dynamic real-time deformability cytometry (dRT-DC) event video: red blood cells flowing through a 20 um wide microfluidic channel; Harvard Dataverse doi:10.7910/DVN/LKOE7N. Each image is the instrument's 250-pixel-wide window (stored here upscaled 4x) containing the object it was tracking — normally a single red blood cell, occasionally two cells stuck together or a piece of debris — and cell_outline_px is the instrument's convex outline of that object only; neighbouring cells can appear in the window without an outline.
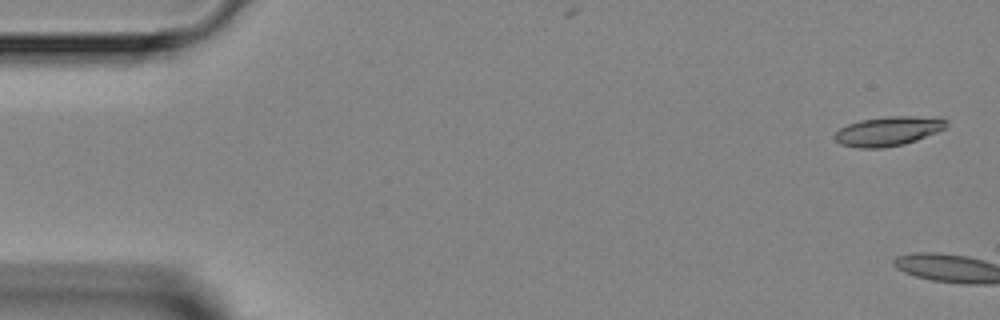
{"species": "Egyptian fruit bat (a non-hibernating species)", "species_latin": "Rousettus aegyptiacus", "temperature_condition": "room temperature", "stored_images_in_passage": 5, "camera_frame_rate_fps": 3000, "um_per_image_px": 0.085, "animal": {"sex": "female"}, "frame": {"image": 1, "passage_image": 1, "time_ms": 0.0, "image_size_px": [1000, 320], "cell_outline_px": [[948, 124], [944, 128], [936, 132], [916, 140], [904, 144], [884, 148], [860, 148], [840, 144], [832, 136], [840, 128], [848, 124], [860, 120], [888, 116], [940, 116], [948, 120]], "centroid_in_image_um": [75.52, 11.13], "position_along_channel_um": 9.5, "area_um2": 19.31}}
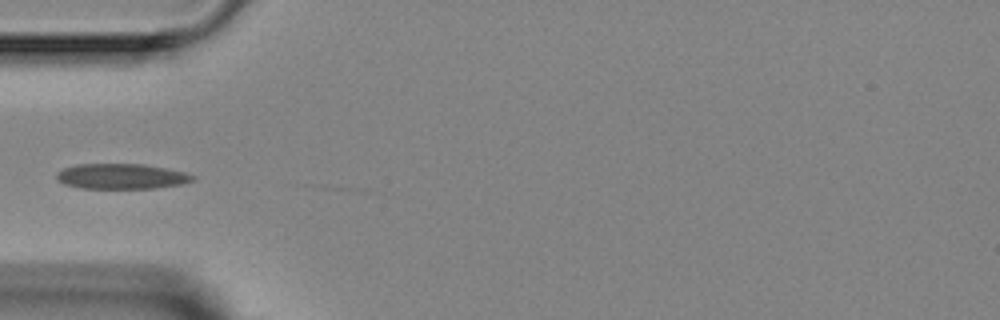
{"frame": {"image": 2, "passage_image": 5, "time_ms": 5.667, "image_size_px": [1000, 320], "cell_outline_px": [[196, 180], [180, 184], [156, 188], [80, 188], [64, 184], [56, 180], [56, 172], [64, 168], [76, 164], [144, 164], [184, 172], [196, 176]], "centroid_in_image_um": [10.3, 14.99], "position_along_channel_um": 74.7, "area_um2": 20.11}}